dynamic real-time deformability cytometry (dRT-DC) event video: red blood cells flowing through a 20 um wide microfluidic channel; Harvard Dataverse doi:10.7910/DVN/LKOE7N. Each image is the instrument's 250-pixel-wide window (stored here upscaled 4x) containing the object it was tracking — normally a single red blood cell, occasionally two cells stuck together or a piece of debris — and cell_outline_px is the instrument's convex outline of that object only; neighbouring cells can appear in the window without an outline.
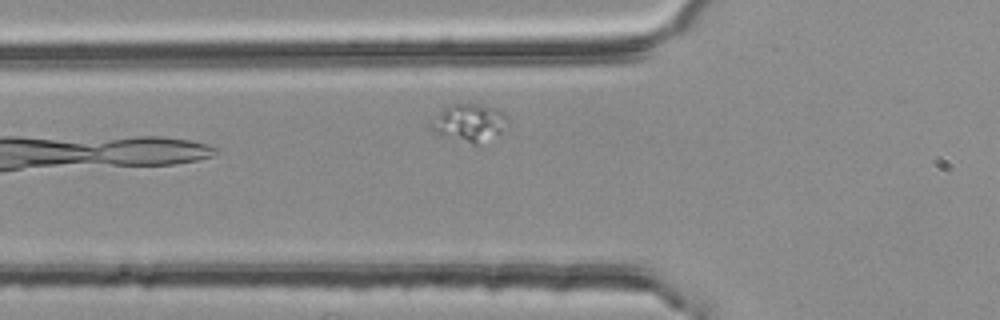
{"species": "common noctule bat (a hibernating species)", "species_latin": "Nyctalus noctula", "temperature_condition": "room temperature", "stored_images_in_passage": 3, "camera_frame_rate_fps": 3000, "um_per_image_px": 0.085, "animal": {"sex": "female", "body_mass_g": 25.1}, "frame": {"image": 1, "passage_image": 2, "time_ms": 0.333, "image_size_px": [1000, 320], "cell_outline_px": [[508, 120], [500, 132], [476, 144], [472, 144], [436, 132], [428, 128], [428, 120], [452, 104], [476, 104], [492, 108], [504, 112], [508, 116]], "centroid_in_image_um": [39.84, 10.41], "position_along_channel_um": 86.0, "area_um2": 16.24}}